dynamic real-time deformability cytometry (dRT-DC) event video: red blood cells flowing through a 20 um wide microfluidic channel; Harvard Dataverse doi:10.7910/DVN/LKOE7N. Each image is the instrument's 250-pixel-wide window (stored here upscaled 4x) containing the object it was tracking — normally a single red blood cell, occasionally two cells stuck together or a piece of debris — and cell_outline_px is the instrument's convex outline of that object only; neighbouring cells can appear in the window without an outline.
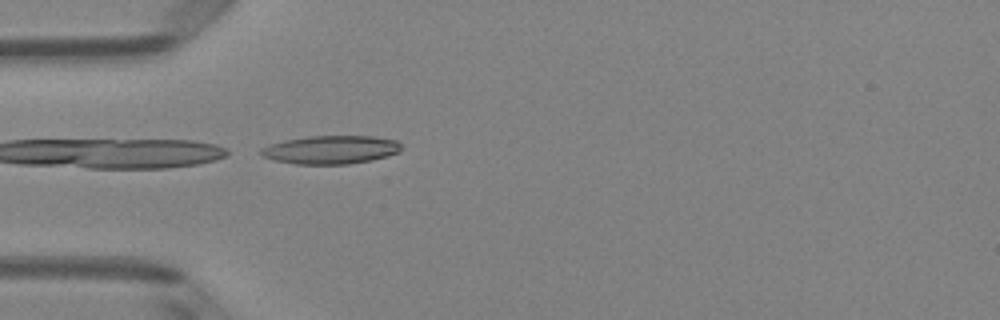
{"species": "Egyptian fruit bat (a non-hibernating species)", "species_latin": "Rousettus aegyptiacus", "temperature_condition": "room temperature", "stored_images_in_passage": 5, "camera_frame_rate_fps": 3000, "um_per_image_px": 0.085, "animal": {"sex": "female"}, "frame": {"image": 1, "passage_image": 5, "time_ms": 1.333, "image_size_px": [1000, 320], "cell_outline_px": [[404, 148], [400, 152], [388, 156], [372, 160], [348, 164], [296, 164], [276, 160], [264, 156], [260, 152], [260, 148], [268, 144], [284, 140], [308, 136], [372, 136], [396, 140]], "centroid_in_image_um": [28.15, 12.72], "position_along_channel_um": 56.8, "area_um2": 23.29}}